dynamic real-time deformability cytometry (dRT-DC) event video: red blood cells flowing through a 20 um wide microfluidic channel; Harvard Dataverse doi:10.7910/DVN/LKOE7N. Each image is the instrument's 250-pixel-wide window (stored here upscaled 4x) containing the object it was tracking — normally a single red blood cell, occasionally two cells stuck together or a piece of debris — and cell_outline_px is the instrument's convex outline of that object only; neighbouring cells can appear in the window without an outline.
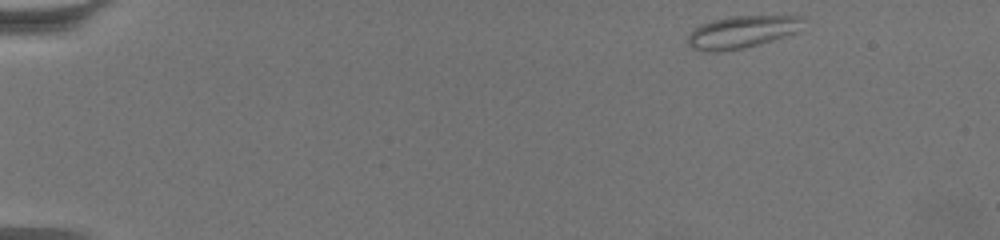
{"species": "common noctule bat (a hibernating species)", "species_latin": "Nyctalus noctula", "temperature_condition": "warm", "stored_images_in_passage": 56, "camera_frame_rate_fps": 3000, "um_per_image_px": 0.085, "animal": {"sex": "female", "body_mass_g": 19.5, "forearm_length_mm": 54.1}, "frame": {"image": 1, "passage_image": 1, "time_ms": 0.0, "image_size_px": [1000, 240], "cell_outline_px": [[804, 20], [796, 32], [760, 44], [744, 48], [720, 52], [704, 52], [688, 48], [684, 40], [696, 28], [712, 20], [728, 16], [804, 16]], "centroid_in_image_um": [62.98, 2.74], "position_along_channel_um": 22.0, "area_um2": 21.85}}
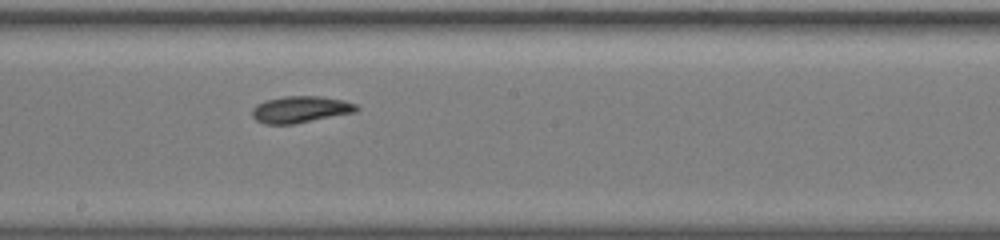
{"frame": {"image": 2, "passage_image": 30, "time_ms": 9.667, "image_size_px": [1000, 240], "cell_outline_px": [[360, 108], [356, 112], [292, 124], [264, 124], [256, 120], [252, 116], [252, 108], [256, 104], [264, 100], [284, 96], [320, 96], [344, 100], [356, 104]], "centroid_in_image_um": [25.52, 9.29], "position_along_channel_um": 222.7, "area_um2": 16.3}}
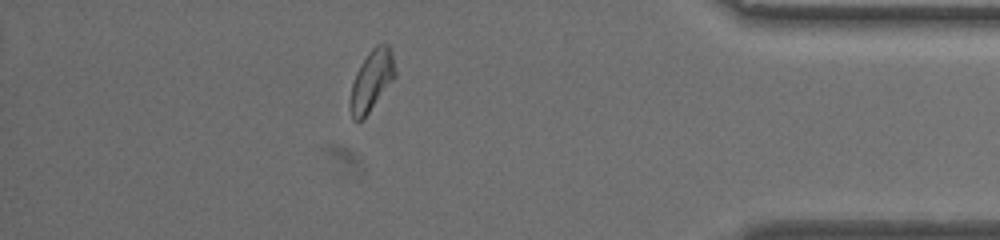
{"frame": {"image": 3, "passage_image": 49, "time_ms": 16.0, "image_size_px": [1000, 240], "cell_outline_px": [[396, 76], [368, 112], [360, 120], [352, 120], [348, 108], [348, 104], [352, 84], [356, 72], [360, 64], [368, 52], [376, 44], [388, 44], [392, 52], [396, 72]], "centroid_in_image_um": [31.56, 6.83], "position_along_channel_um": 403.6, "area_um2": 15.9}, "authors_computed_cell_mechanics": {"area_um2": 16.2996, "velocity_mm_per_s": 3.3558, "shape_relaxation_time_tau1_ms": 9.8637, "shape_relaxation_time_tau2_ms": 2.5359, "deformation_change_tau1": 0.187, "deformation_change_tau2": 0.0807}}